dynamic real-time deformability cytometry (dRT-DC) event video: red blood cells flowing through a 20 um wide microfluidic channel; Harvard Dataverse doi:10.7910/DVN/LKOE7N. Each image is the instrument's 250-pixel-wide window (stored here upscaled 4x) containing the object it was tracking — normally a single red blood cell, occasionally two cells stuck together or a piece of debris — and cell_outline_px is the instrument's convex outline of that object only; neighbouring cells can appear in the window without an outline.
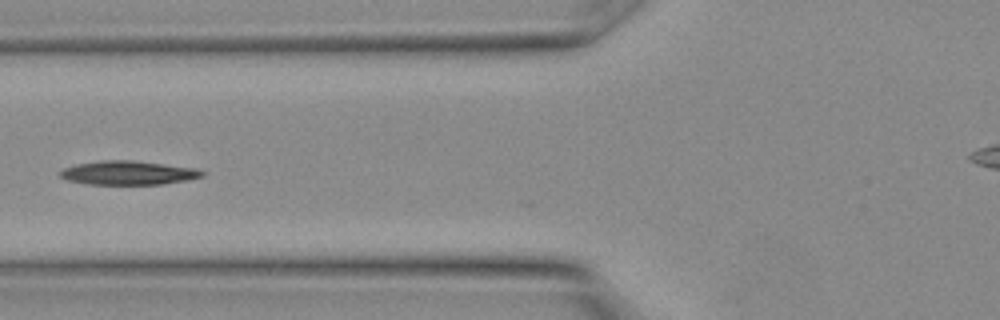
{"species": "Egyptian fruit bat (a non-hibernating species)", "species_latin": "Rousettus aegyptiacus", "temperature_condition": "warm", "stored_images_in_passage": 10, "camera_frame_rate_fps": 3000, "um_per_image_px": 0.085, "animal": {"sex": "female"}, "frame": {"image": 1, "passage_image": 9, "time_ms": 2.667, "image_size_px": [1000, 320], "cell_outline_px": [[204, 176], [184, 180], [160, 184], [88, 184], [68, 180], [60, 176], [60, 172], [64, 168], [76, 164], [100, 160], [132, 160], [196, 168], [204, 172]], "centroid_in_image_um": [10.88, 14.68], "position_along_channel_um": 114.9, "area_um2": 19.54}}